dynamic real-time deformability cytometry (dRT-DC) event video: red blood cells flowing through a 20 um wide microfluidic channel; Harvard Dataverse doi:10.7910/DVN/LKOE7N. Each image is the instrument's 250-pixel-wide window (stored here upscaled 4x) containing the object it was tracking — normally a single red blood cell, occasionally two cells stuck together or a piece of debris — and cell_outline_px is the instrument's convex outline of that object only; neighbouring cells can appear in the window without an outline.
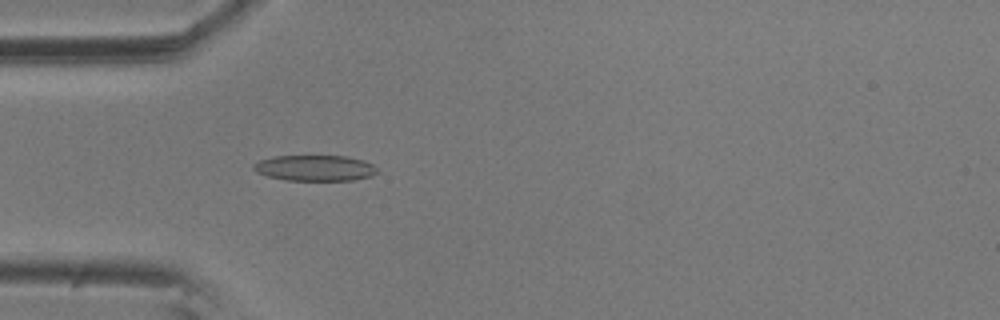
{"species": "common noctule bat (a hibernating species)", "species_latin": "Nyctalus noctula", "temperature_condition": "room temperature", "stored_images_in_passage": 4, "camera_frame_rate_fps": 3000, "um_per_image_px": 0.085, "animal": {"sex": "male", "body_mass_g": 20.5, "forearm_length_mm": 52.5}, "frame": {"image": 1, "passage_image": 4, "time_ms": 1.0, "image_size_px": [1000, 320], "cell_outline_px": [[380, 172], [372, 176], [352, 180], [284, 180], [268, 176], [256, 172], [252, 168], [252, 164], [260, 160], [276, 156], [348, 156], [364, 160], [372, 164]], "centroid_in_image_um": [26.79, 14.28], "position_along_channel_um": 58.2, "area_um2": 18.67}}